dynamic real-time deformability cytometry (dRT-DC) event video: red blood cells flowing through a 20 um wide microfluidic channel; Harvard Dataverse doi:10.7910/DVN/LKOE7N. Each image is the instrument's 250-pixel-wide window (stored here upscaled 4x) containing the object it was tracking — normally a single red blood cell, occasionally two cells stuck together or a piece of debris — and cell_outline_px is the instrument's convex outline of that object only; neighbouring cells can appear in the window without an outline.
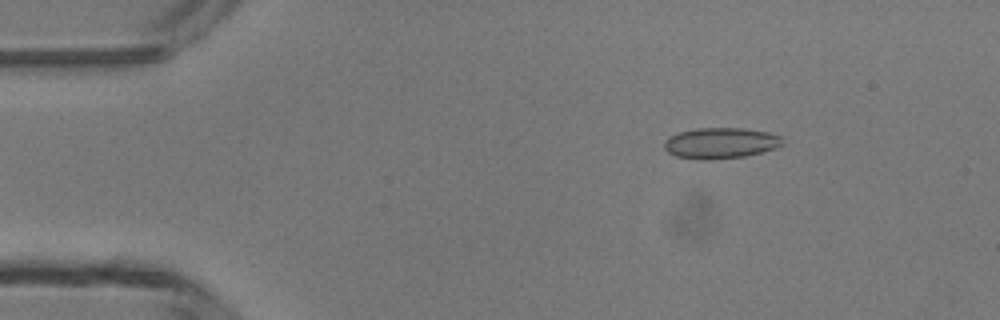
{"species": "common noctule bat (a hibernating species)", "species_latin": "Nyctalus noctula", "temperature_condition": "room temperature", "stored_images_in_passage": 3, "camera_frame_rate_fps": 3000, "um_per_image_px": 0.085, "animal": {"sex": "male", "body_mass_g": 13.3}, "frame": {"image": 1, "passage_image": 1, "time_ms": 0.0, "image_size_px": [1000, 320], "cell_outline_px": [[784, 144], [760, 152], [744, 156], [708, 160], [676, 156], [668, 152], [664, 148], [664, 140], [680, 132], [700, 128], [744, 128], [784, 136]], "centroid_in_image_um": [61.26, 12.16], "position_along_channel_um": 23.7, "area_um2": 20.98}}
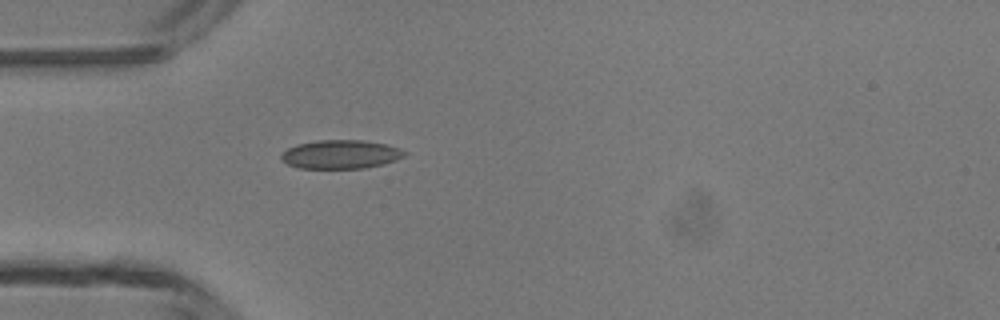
{"frame": {"image": 2, "passage_image": 3, "time_ms": 2.333, "image_size_px": [1000, 320], "cell_outline_px": [[408, 152], [404, 156], [396, 160], [384, 164], [364, 168], [300, 168], [288, 164], [280, 156], [288, 148], [296, 144], [316, 140], [360, 140], [384, 144], [400, 148]], "centroid_in_image_um": [28.98, 13.11], "position_along_channel_um": 56.0, "area_um2": 20.52}}